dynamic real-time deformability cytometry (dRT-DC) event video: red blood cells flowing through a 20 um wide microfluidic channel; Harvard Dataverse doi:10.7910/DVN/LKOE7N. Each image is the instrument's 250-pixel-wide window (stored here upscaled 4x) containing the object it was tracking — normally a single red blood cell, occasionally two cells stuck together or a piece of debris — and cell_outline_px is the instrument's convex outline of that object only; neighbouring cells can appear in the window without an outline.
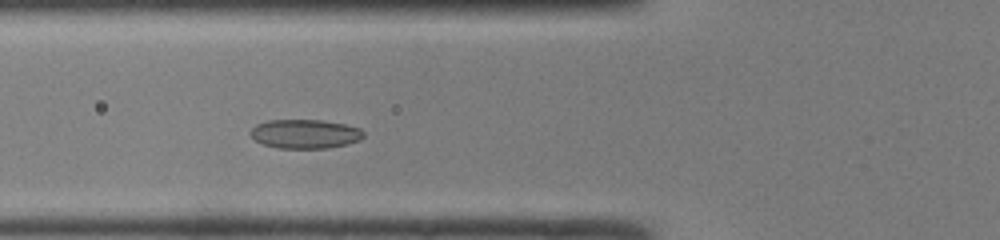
{"species": "common noctule bat (a hibernating species)", "species_latin": "Nyctalus noctula", "temperature_condition": "room temperature", "stored_images_in_passage": 33, "camera_frame_rate_fps": 3000, "um_per_image_px": 0.085, "animal": {"sex": "male", "body_mass_g": 19.0, "forearm_length_mm": 50.8}, "frame": {"image": 1, "passage_image": 3, "time_ms": 0.667, "image_size_px": [1000, 240], "cell_outline_px": [[364, 136], [360, 140], [328, 148], [276, 148], [264, 144], [256, 140], [248, 132], [256, 124], [268, 120], [320, 120], [344, 124], [360, 128], [364, 132]], "centroid_in_image_um": [25.91, 11.38], "position_along_channel_um": 99.9, "area_um2": 19.07}}
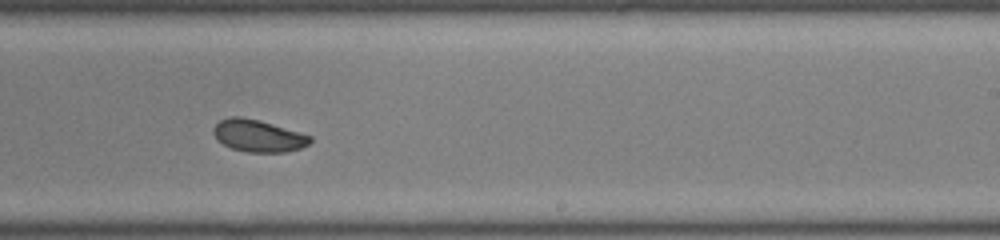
{"frame": {"image": 2, "passage_image": 15, "time_ms": 4.667, "image_size_px": [1000, 240], "cell_outline_px": [[312, 140], [308, 144], [300, 148], [284, 152], [244, 152], [232, 148], [224, 144], [212, 132], [212, 128], [220, 120], [232, 116], [240, 116], [260, 120], [300, 132], [312, 136]], "centroid_in_image_um": [21.95, 11.53], "position_along_channel_um": 267.0, "area_um2": 18.03}}
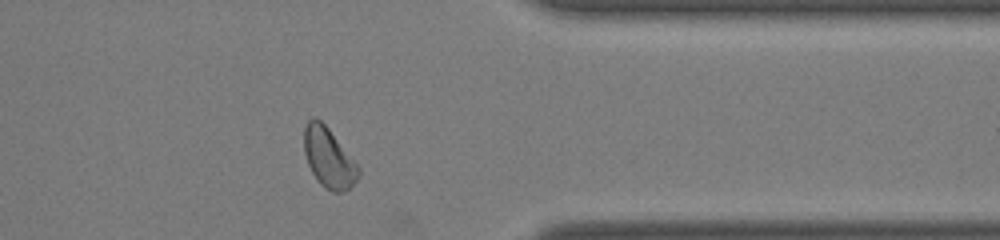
{"frame": {"image": 3, "passage_image": 24, "time_ms": 7.667, "image_size_px": [1000, 240], "cell_outline_px": [[360, 176], [348, 188], [340, 192], [332, 192], [324, 188], [320, 184], [312, 172], [308, 164], [304, 152], [304, 124], [312, 116], [316, 116], [328, 128], [360, 164]], "centroid_in_image_um": [27.95, 13.39], "position_along_channel_um": 383.4, "area_um2": 19.31}, "authors_computed_cell_mechanics": {"area_um2": 18.5538, "velocity_mm_per_s": 4.1903, "shape_relaxation_time_tau1_ms": 5.4928, "shape_relaxation_time_tau2_ms": null, "deformation_change_tau1": 0.1283, "deformation_change_tau2": null}}